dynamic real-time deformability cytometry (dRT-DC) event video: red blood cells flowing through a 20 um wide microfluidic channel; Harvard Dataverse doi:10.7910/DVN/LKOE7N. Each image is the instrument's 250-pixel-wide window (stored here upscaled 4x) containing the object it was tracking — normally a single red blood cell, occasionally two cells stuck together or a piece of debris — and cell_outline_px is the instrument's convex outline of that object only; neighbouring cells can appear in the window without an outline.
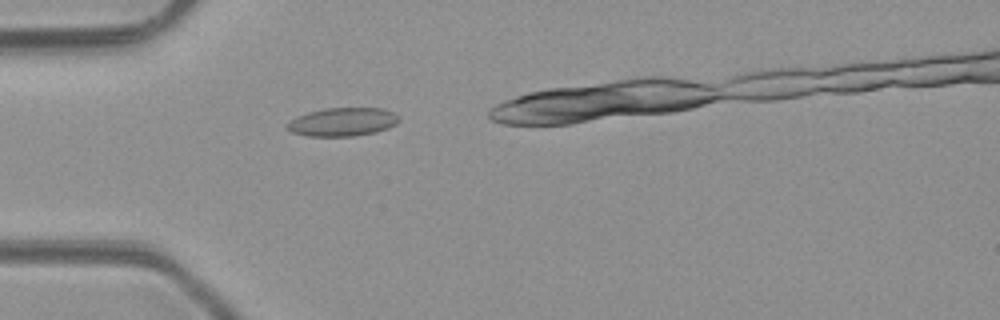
{"species": "common noctule bat (a hibernating species)", "species_latin": "Nyctalus noctula", "temperature_condition": "room temperature", "stored_images_in_passage": 2, "camera_frame_rate_fps": 3000, "um_per_image_px": 0.085, "animal": {"sex": "male", "body_mass_g": 23.1, "forearm_length_mm": 52.7}, "frame": {"image": 1, "passage_image": 1, "time_ms": 0.0, "image_size_px": [1000, 320], "cell_outline_px": [[400, 120], [396, 124], [388, 128], [376, 132], [352, 136], [308, 136], [292, 132], [288, 128], [288, 124], [296, 116], [308, 112], [324, 108], [384, 108], [400, 116]], "centroid_in_image_um": [29.17, 10.35], "position_along_channel_um": 55.8, "area_um2": 18.5}}